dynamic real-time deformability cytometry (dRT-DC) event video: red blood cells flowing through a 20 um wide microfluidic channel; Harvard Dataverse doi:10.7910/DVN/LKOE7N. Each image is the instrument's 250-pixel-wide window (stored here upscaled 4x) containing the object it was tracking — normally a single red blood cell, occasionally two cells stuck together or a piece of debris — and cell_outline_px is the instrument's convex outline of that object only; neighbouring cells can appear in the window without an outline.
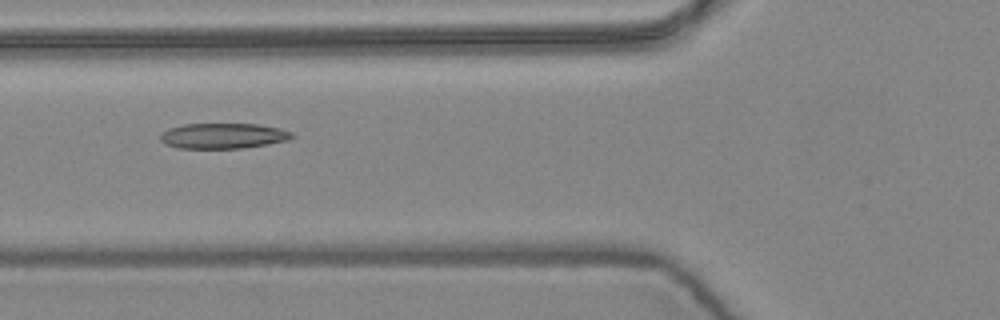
{"species": "common noctule bat (a hibernating species)", "species_latin": "Nyctalus noctula", "temperature_condition": "warm", "stored_images_in_passage": 6, "camera_frame_rate_fps": 3000, "um_per_image_px": 0.085, "animal": {"sex": "female", "body_mass_g": 24.6, "forearm_length_mm": 56.2}, "frame": {"image": 1, "passage_image": 5, "time_ms": 1.333, "image_size_px": [1000, 320], "cell_outline_px": [[296, 136], [288, 140], [268, 144], [244, 148], [176, 148], [164, 144], [160, 140], [160, 132], [168, 128], [184, 124], [256, 124], [280, 128], [292, 132]], "centroid_in_image_um": [18.95, 11.55], "position_along_channel_um": 106.9, "area_um2": 19.71}}
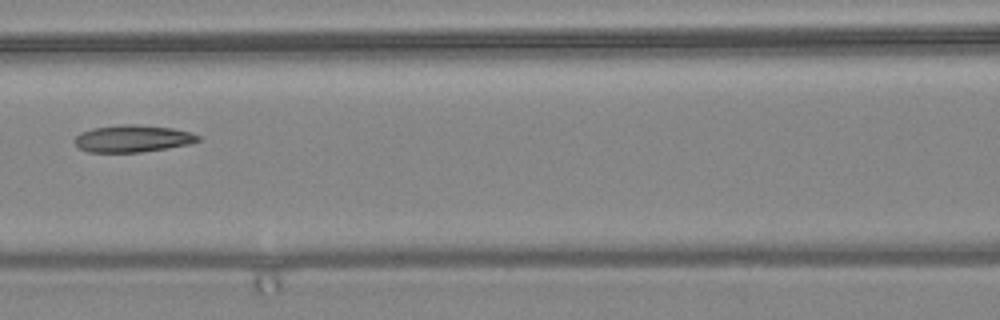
{"frame": {"image": 2, "passage_image": 6, "time_ms": 1.667, "image_size_px": [1000, 320], "cell_outline_px": [[200, 140], [188, 144], [140, 152], [88, 152], [80, 148], [72, 140], [80, 132], [92, 128], [128, 124], [136, 124], [172, 128], [188, 132], [200, 136]], "centroid_in_image_um": [11.23, 11.77], "position_along_channel_um": 155.4, "area_um2": 19.25}}